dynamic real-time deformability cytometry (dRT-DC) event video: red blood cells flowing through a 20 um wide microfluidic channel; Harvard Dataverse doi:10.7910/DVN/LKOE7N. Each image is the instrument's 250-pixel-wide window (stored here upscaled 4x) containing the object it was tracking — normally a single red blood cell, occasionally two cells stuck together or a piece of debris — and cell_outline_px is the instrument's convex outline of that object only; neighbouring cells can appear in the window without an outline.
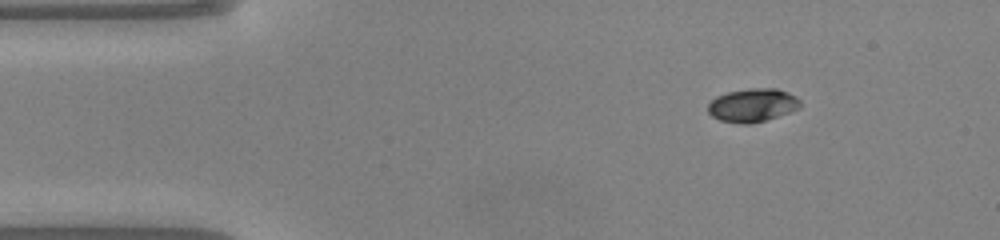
{"species": "common noctule bat (a hibernating species)", "species_latin": "Nyctalus noctula", "temperature_condition": "warm", "stored_images_in_passage": 44, "camera_frame_rate_fps": 3000, "um_per_image_px": 0.085, "animal": {"sex": "male", "body_mass_g": 20.0, "forearm_length_mm": 53.3}, "frame": {"image": 1, "passage_image": 1, "time_ms": 0.0, "image_size_px": [1000, 240], "cell_outline_px": [[800, 104], [796, 108], [788, 112], [764, 120], [748, 124], [740, 124], [720, 120], [712, 116], [708, 112], [708, 104], [716, 96], [728, 92], [756, 88], [776, 88], [796, 96], [800, 100]], "centroid_in_image_um": [63.92, 8.94], "position_along_channel_um": 21.1, "area_um2": 17.57}}
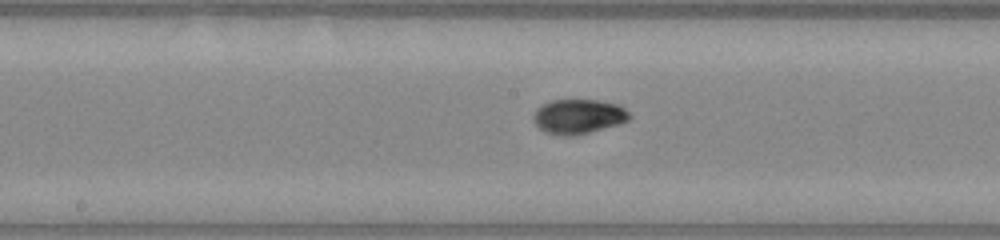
{"frame": {"image": 2, "passage_image": 19, "time_ms": 6.0, "image_size_px": [1000, 240], "cell_outline_px": [[632, 116], [628, 120], [616, 124], [588, 132], [572, 136], [564, 136], [548, 132], [540, 128], [536, 124], [532, 116], [536, 108], [552, 100], [596, 100], [620, 104]], "centroid_in_image_um": [49.16, 9.88], "position_along_channel_um": 199.0, "area_um2": 19.07}}
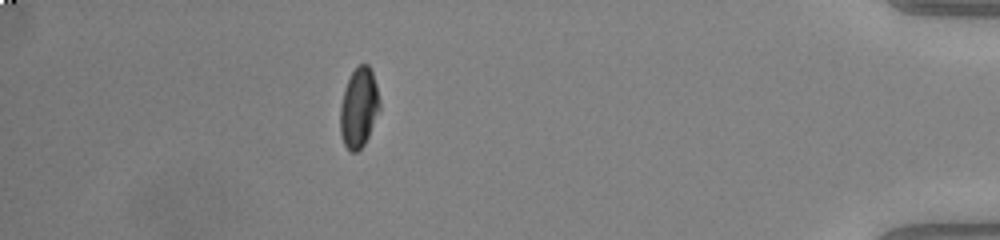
{"frame": {"image": 3, "passage_image": 38, "time_ms": 12.333, "image_size_px": [1000, 240], "cell_outline_px": [[380, 108], [368, 136], [364, 144], [356, 152], [352, 152], [344, 144], [340, 132], [340, 108], [344, 88], [352, 72], [360, 64], [368, 64], [372, 72], [376, 84], [380, 100]], "centroid_in_image_um": [30.5, 9.14], "position_along_channel_um": 404.7, "area_um2": 18.15}, "authors_computed_cell_mechanics": {"area_um2": 18.5249, "velocity_mm_per_s": 4.116, "shape_relaxation_time_tau1_ms": 3.7398, "shape_relaxation_time_tau2_ms": 1.6114, "deformation_change_tau1": 0.1679, "deformation_change_tau2": 0.0368}}